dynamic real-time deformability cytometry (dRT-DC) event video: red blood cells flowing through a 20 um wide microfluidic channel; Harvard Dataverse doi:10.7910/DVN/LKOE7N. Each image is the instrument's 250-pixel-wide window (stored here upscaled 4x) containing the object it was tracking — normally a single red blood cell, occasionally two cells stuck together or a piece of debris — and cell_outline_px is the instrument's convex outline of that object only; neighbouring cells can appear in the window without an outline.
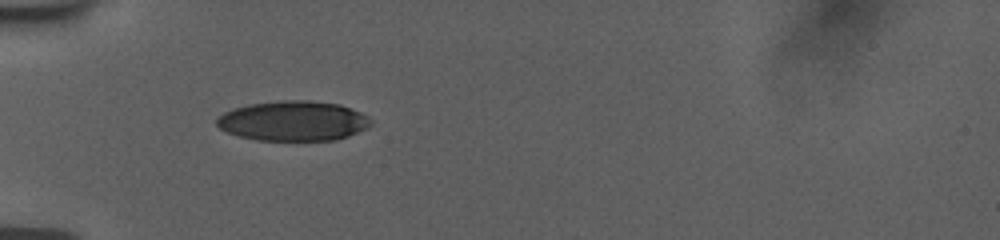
{"species": "human", "species_latin": "Homo sapiens", "temperature_condition": "room temperature", "stored_images_in_passage": 38, "camera_frame_rate_fps": 3000, "um_per_image_px": 0.085, "donor": {"sex": "female"}, "frame": {"image": 1, "passage_image": 1, "time_ms": 0.0, "image_size_px": [1000, 240], "cell_outline_px": [[372, 124], [348, 136], [336, 140], [256, 140], [240, 136], [228, 132], [220, 128], [216, 124], [216, 120], [224, 112], [236, 108], [252, 104], [284, 100], [308, 100], [340, 104], [360, 112], [368, 116], [372, 120]], "centroid_in_image_um": [24.95, 10.28], "position_along_channel_um": 60.1, "area_um2": 35.55}}
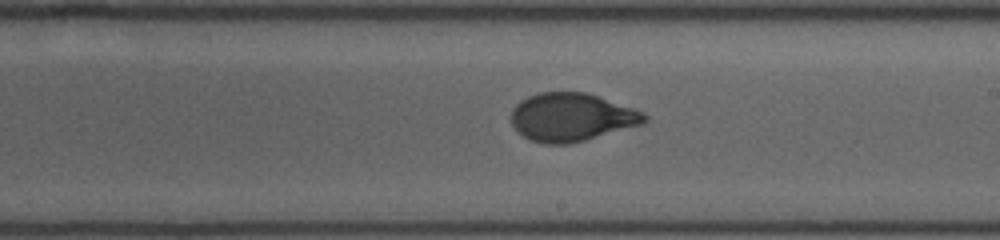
{"frame": {"image": 2, "passage_image": 16, "time_ms": 5.0, "image_size_px": [1000, 240], "cell_outline_px": [[648, 120], [644, 124], [584, 140], [568, 144], [544, 144], [532, 140], [524, 136], [512, 124], [512, 108], [520, 100], [528, 96], [540, 92], [588, 92], [636, 108], [644, 112], [648, 116]], "centroid_in_image_um": [48.64, 9.94], "position_along_channel_um": 240.4, "area_um2": 37.63}}
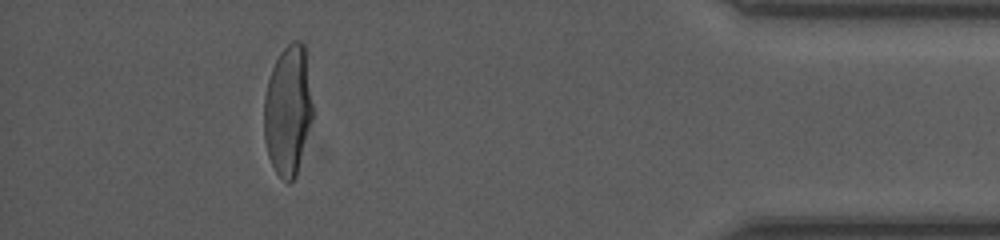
{"frame": {"image": 3, "passage_image": 33, "time_ms": 10.667, "image_size_px": [1000, 240], "cell_outline_px": [[316, 112], [296, 176], [288, 184], [276, 172], [268, 156], [264, 140], [264, 96], [268, 80], [272, 68], [280, 52], [292, 40], [300, 40], [304, 44]], "centroid_in_image_um": [24.52, 9.37], "position_along_channel_um": 410.7, "area_um2": 37.97}, "authors_computed_cell_mechanics": {"area_um2": 37.6856, "velocity_mm_per_s": 3.7825, "shape_relaxation_time_tau1_ms": 4.8122, "shape_relaxation_time_tau2_ms": null, "deformation_change_tau1": 0.1923, "deformation_change_tau2": null}}